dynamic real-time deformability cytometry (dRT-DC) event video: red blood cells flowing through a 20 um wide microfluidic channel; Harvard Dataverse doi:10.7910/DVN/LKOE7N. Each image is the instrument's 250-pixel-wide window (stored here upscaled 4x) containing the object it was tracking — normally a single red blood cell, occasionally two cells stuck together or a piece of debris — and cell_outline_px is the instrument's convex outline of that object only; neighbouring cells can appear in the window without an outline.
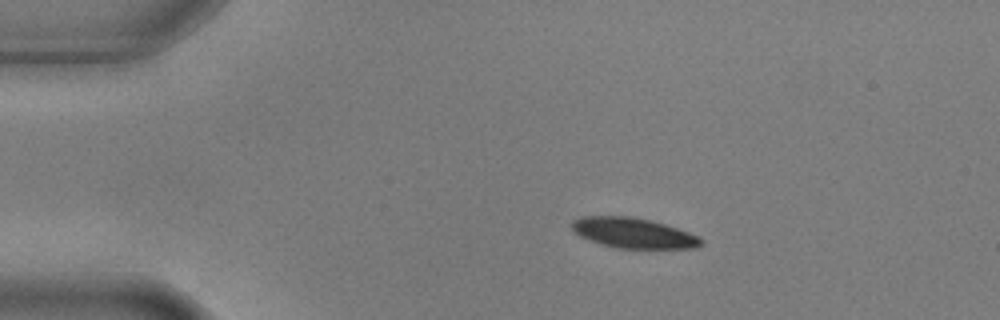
{"species": "common noctule bat (a hibernating species)", "species_latin": "Nyctalus noctula", "temperature_condition": "warm", "stored_images_in_passage": 2, "camera_frame_rate_fps": 3000, "um_per_image_px": 0.085, "animal": {"sex": "male", "body_mass_g": 17.9, "forearm_length_mm": 54.2}, "frame": {"image": 1, "passage_image": 1, "time_ms": 0.0, "image_size_px": [1000, 320], "cell_outline_px": [[704, 244], [696, 248], [616, 248], [600, 244], [588, 240], [580, 236], [568, 224], [572, 220], [580, 216], [628, 216], [648, 220], [664, 224], [700, 236], [704, 240]], "centroid_in_image_um": [53.81, 19.81], "position_along_channel_um": 31.2, "area_um2": 22.89}}